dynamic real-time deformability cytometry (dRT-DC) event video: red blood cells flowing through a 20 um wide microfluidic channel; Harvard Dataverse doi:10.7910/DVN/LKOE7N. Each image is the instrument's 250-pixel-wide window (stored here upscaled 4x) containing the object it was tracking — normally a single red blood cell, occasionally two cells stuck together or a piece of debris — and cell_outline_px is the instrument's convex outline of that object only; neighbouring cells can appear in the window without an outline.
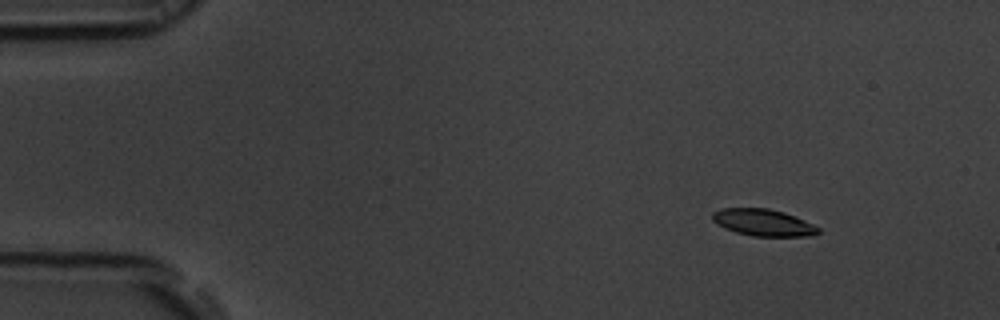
{"species": "common noctule bat (a hibernating species)", "species_latin": "Nyctalus noctula", "temperature_condition": "room temperature", "stored_images_in_passage": 48, "camera_frame_rate_fps": 3000, "um_per_image_px": 0.085, "animal": {"sex": "male", "body_mass_g": 19.5, "forearm_length_mm": 54.6}, "frame": {"image": 1, "passage_image": 1, "time_ms": 0.0, "image_size_px": [1000, 320], "cell_outline_px": [[820, 232], [812, 236], [752, 236], [736, 232], [724, 228], [716, 224], [712, 220], [712, 212], [720, 208], [768, 208], [784, 212], [804, 220], [820, 228]], "centroid_in_image_um": [64.85, 18.91], "position_along_channel_um": 20.2, "area_um2": 16.65}}
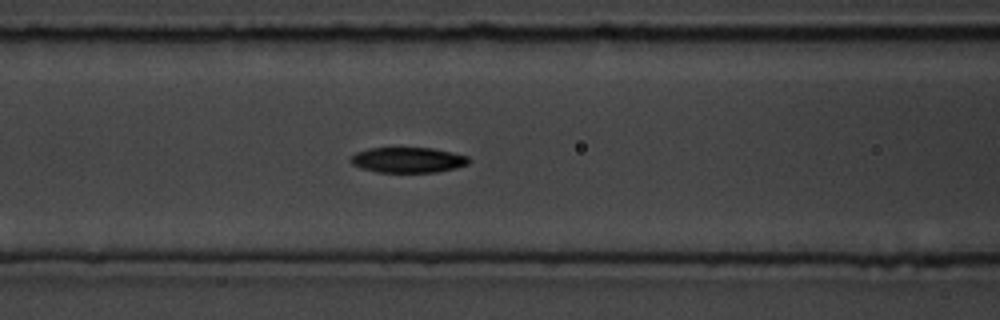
{"frame": {"image": 2, "passage_image": 17, "time_ms": 5.333, "image_size_px": [1000, 320], "cell_outline_px": [[472, 160], [468, 164], [456, 168], [436, 172], [376, 172], [352, 164], [348, 160], [356, 152], [368, 148], [432, 148], [452, 152], [468, 156]], "centroid_in_image_um": [34.7, 13.59], "position_along_channel_um": 131.9, "area_um2": 17.51}}
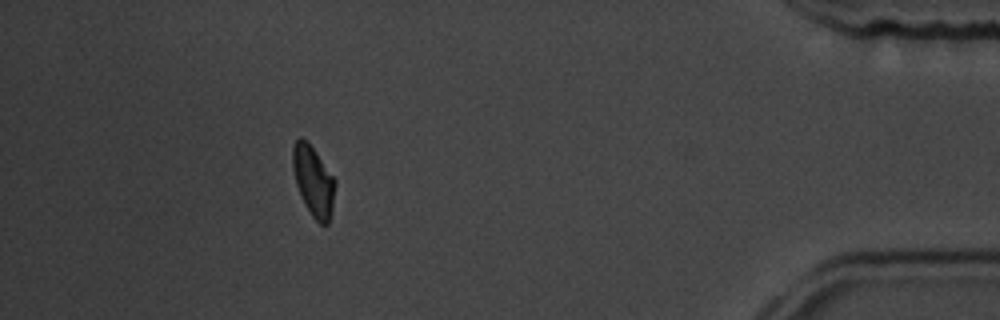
{"frame": {"image": 3, "passage_image": 43, "time_ms": 14.0, "image_size_px": [1000, 320], "cell_outline_px": [[336, 184], [332, 208], [328, 224], [320, 224], [312, 216], [304, 204], [296, 184], [292, 168], [292, 148], [296, 140], [300, 136], [312, 148], [336, 180]], "centroid_in_image_um": [26.63, 15.41], "position_along_channel_um": 408.6, "area_um2": 17.11}, "authors_computed_cell_mechanics": {"area_um2": 17.5134, "velocity_mm_per_s": 3.8253, "shape_relaxation_time_tau1_ms": 2.3386, "shape_relaxation_time_tau2_ms": null, "deformation_change_tau1": 0.1083, "deformation_change_tau2": null}}